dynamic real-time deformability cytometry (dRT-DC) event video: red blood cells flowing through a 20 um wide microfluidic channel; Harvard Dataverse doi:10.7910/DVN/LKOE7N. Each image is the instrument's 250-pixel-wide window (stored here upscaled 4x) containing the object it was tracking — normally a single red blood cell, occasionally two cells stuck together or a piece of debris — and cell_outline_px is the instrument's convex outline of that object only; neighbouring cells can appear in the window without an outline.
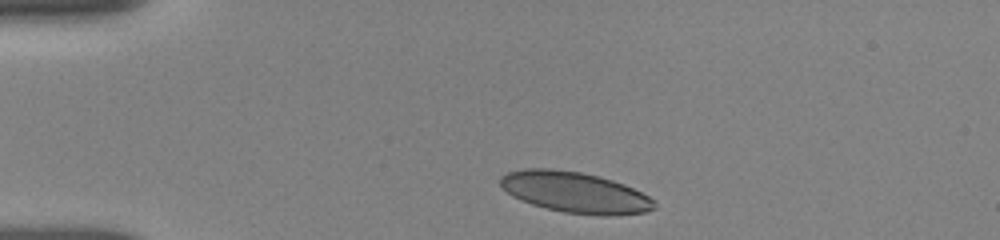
{"species": "human", "species_latin": "Homo sapiens", "temperature_condition": "room temperature", "stored_images_in_passage": 7, "camera_frame_rate_fps": 3000, "um_per_image_px": 0.085, "donor": {"sex": "female"}, "frame": {"image": 1, "passage_image": 1, "time_ms": 0.0, "image_size_px": [1000, 240], "cell_outline_px": [[656, 208], [644, 212], [608, 216], [604, 216], [564, 212], [544, 208], [520, 200], [512, 196], [500, 184], [500, 176], [508, 172], [524, 168], [552, 168], [580, 172], [612, 180], [624, 184], [648, 196], [652, 200]], "centroid_in_image_um": [48.83, 16.34], "position_along_channel_um": 36.2, "area_um2": 36.47}}
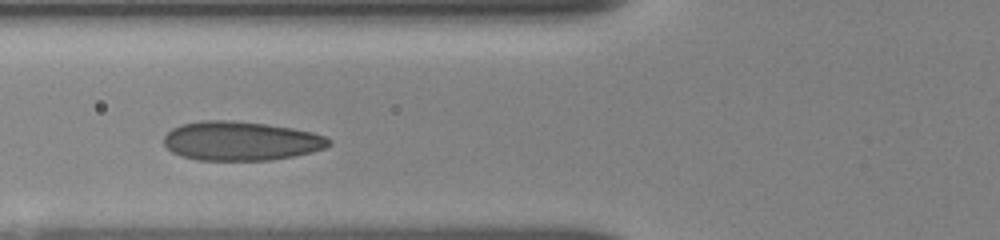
{"frame": {"image": 2, "passage_image": 4, "time_ms": 3.0, "image_size_px": [1000, 240], "cell_outline_px": [[332, 144], [324, 148], [312, 152], [272, 160], [196, 160], [180, 156], [172, 152], [164, 144], [164, 136], [172, 128], [180, 124], [200, 120], [232, 120], [264, 124], [292, 128], [312, 132], [324, 136], [332, 140]], "centroid_in_image_um": [20.45, 11.98], "position_along_channel_um": 105.3, "area_um2": 37.74}}
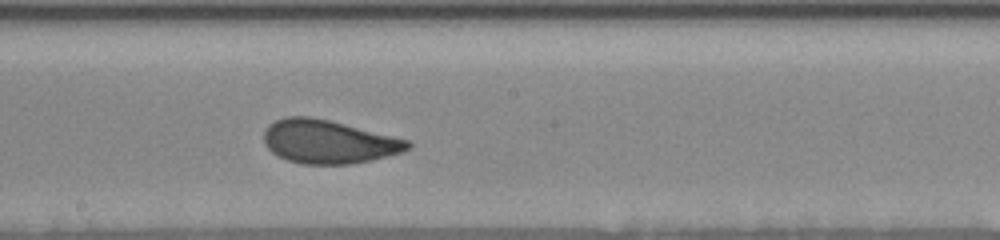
{"frame": {"image": 3, "passage_image": 7, "time_ms": 6.0, "image_size_px": [1000, 240], "cell_outline_px": [[412, 148], [400, 152], [352, 164], [304, 164], [288, 160], [272, 152], [264, 144], [264, 132], [268, 124], [276, 120], [288, 116], [312, 116], [408, 140], [412, 144]], "centroid_in_image_um": [27.88, 12.04], "position_along_channel_um": 220.3, "area_um2": 36.01}}